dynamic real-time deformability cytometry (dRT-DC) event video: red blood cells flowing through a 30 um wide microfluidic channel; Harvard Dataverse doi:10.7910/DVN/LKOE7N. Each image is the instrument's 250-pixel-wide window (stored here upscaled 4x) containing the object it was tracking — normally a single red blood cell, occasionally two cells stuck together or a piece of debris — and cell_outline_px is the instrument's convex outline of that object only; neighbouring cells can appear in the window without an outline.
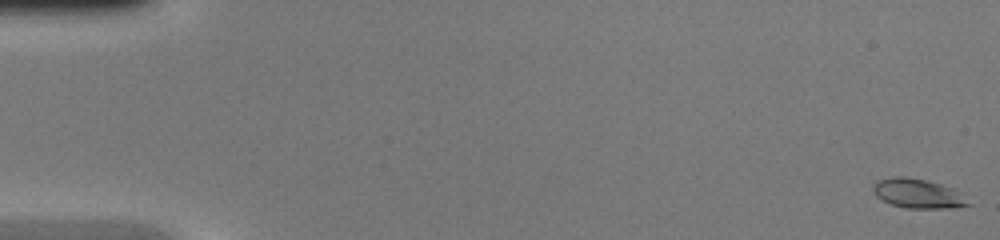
{"species": "common noctule bat (a hibernating species)", "species_latin": "Nyctalus noctula", "temperature_condition": "warm", "stored_images_in_passage": 47, "camera_frame_rate_fps": 3000, "um_per_image_px": 0.085, "animal": {"sex": "female", "body_mass_g": 20.0, "forearm_length_mm": 54.0}, "frame": {"image": 1, "passage_image": 1, "time_ms": 0.0, "image_size_px": [1000, 240], "cell_outline_px": [[972, 204], [956, 208], [904, 208], [892, 204], [876, 196], [872, 188], [876, 180], [896, 176], [904, 176], [924, 180], [940, 184], [964, 192]], "centroid_in_image_um": [78.09, 16.45], "position_along_channel_um": 6.9, "area_um2": 16.47}}
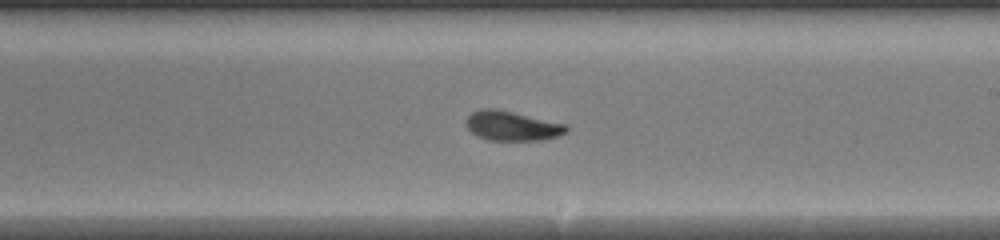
{"frame": {"image": 2, "passage_image": 28, "time_ms": 9.0, "image_size_px": [1000, 240], "cell_outline_px": [[568, 128], [564, 132], [556, 136], [544, 140], [488, 140], [472, 132], [464, 124], [464, 120], [472, 112], [480, 108], [496, 108], [568, 124]], "centroid_in_image_um": [43.5, 10.68], "position_along_channel_um": 245.5, "area_um2": 17.34}}
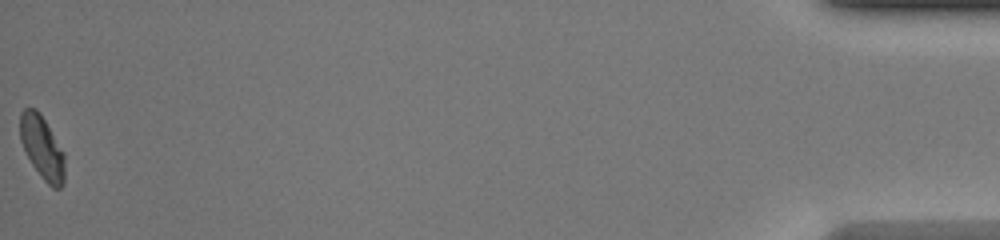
{"frame": {"image": 3, "passage_image": 47, "time_ms": 15.333, "image_size_px": [1000, 240], "cell_outline_px": [[64, 184], [60, 188], [52, 188], [40, 176], [32, 164], [20, 140], [20, 112], [24, 108], [36, 108], [40, 112], [64, 152]], "centroid_in_image_um": [3.58, 12.53], "position_along_channel_um": 431.6, "area_um2": 16.42}}